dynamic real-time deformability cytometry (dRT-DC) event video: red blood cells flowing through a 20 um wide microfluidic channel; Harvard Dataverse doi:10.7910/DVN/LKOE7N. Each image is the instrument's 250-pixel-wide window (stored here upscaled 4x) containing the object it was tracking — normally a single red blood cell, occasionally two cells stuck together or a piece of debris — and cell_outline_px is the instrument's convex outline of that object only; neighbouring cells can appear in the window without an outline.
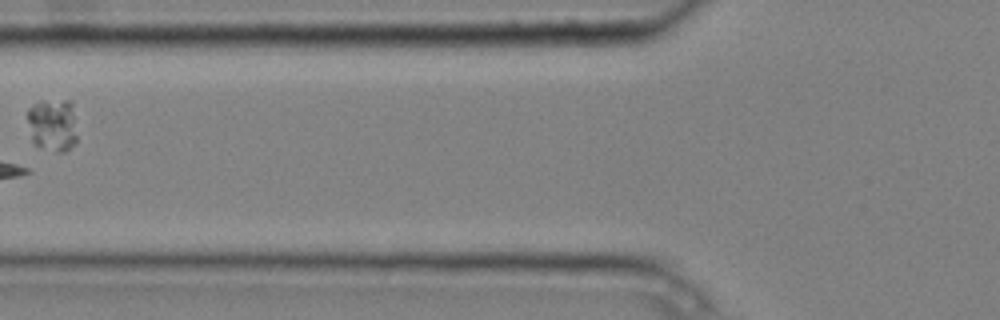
{"species": "common noctule bat (a hibernating species)", "species_latin": "Nyctalus noctula", "temperature_condition": "cold", "stored_images_in_passage": 7, "camera_frame_rate_fps": 3000, "um_per_image_px": 0.085, "animal": {"sex": "male", "body_mass_g": 20.4}, "frame": {"image": 1, "passage_image": 6, "time_ms": 1.667, "image_size_px": [1000, 320], "cell_outline_px": [[76, 140], [64, 152], [56, 152], [40, 148], [32, 140], [28, 120], [28, 108], [32, 104], [40, 100], [72, 100], [76, 136]], "centroid_in_image_um": [4.46, 10.59], "position_along_channel_um": 121.3, "area_um2": 15.37}}
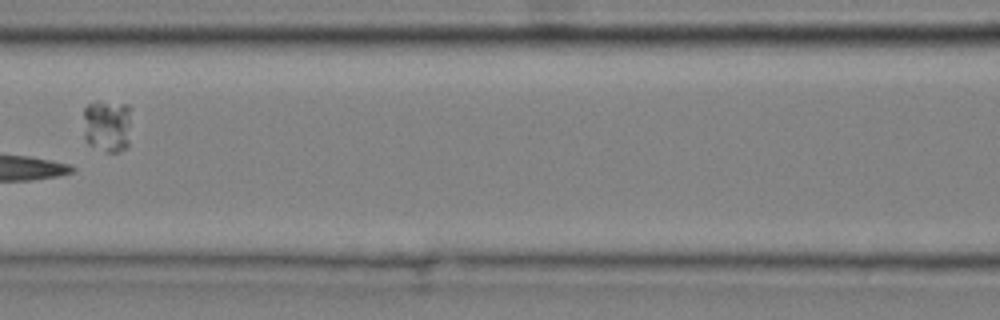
{"frame": {"image": 2, "passage_image": 7, "time_ms": 2.0, "image_size_px": [1000, 320], "cell_outline_px": [[128, 144], [120, 152], [108, 152], [88, 144], [84, 136], [84, 108], [88, 104], [96, 100], [100, 100], [128, 104]], "centroid_in_image_um": [9.06, 10.66], "position_along_channel_um": 157.5, "area_um2": 14.68}}